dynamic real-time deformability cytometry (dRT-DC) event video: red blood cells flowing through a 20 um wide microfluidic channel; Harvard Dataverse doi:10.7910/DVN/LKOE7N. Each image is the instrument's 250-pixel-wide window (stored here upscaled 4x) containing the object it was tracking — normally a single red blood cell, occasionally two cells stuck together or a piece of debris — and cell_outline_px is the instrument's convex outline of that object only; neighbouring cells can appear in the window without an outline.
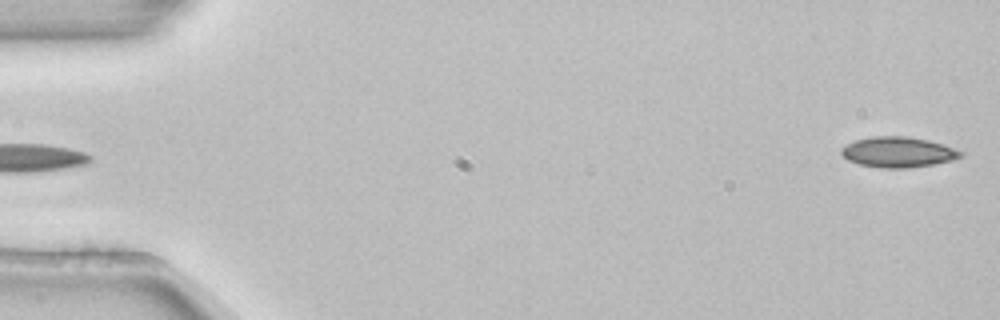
{"species": "common noctule bat (a hibernating species)", "species_latin": "Nyctalus noctula", "temperature_condition": "room temperature", "stored_images_in_passage": 4, "segment_of_instrument_passage": [2, 2], "camera_frame_rate_fps": 3000, "um_per_image_px": 0.085, "animal": {"sex": "female", "body_mass_g": 22.7, "forearm_length_mm": 54.2}, "frame": {"image": 1, "passage_image": 4, "time_ms": 1.0, "image_size_px": [1000, 320], "cell_outline_px": [[964, 156], [952, 160], [932, 164], [908, 168], [884, 168], [860, 164], [848, 160], [840, 152], [840, 148], [856, 140], [872, 136], [908, 136], [928, 140], [964, 152]], "centroid_in_image_um": [76.33, 12.92], "position_along_channel_um": 8.7, "area_um2": 20.98}}